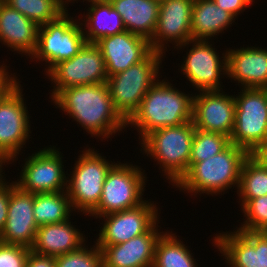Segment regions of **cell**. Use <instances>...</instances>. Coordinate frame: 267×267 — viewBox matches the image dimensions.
Wrapping results in <instances>:
<instances>
[{
	"instance_id": "6da1fadb",
	"label": "cell",
	"mask_w": 267,
	"mask_h": 267,
	"mask_svg": "<svg viewBox=\"0 0 267 267\" xmlns=\"http://www.w3.org/2000/svg\"><path fill=\"white\" fill-rule=\"evenodd\" d=\"M51 102L91 137L101 141L112 140L127 128L126 121L113 107L106 83L64 88Z\"/></svg>"
},
{
	"instance_id": "7a4b0ae2",
	"label": "cell",
	"mask_w": 267,
	"mask_h": 267,
	"mask_svg": "<svg viewBox=\"0 0 267 267\" xmlns=\"http://www.w3.org/2000/svg\"><path fill=\"white\" fill-rule=\"evenodd\" d=\"M161 78L149 89L137 111L126 122L137 129L139 141L151 131L192 121L193 95ZM141 138V139H140Z\"/></svg>"
},
{
	"instance_id": "3957f363",
	"label": "cell",
	"mask_w": 267,
	"mask_h": 267,
	"mask_svg": "<svg viewBox=\"0 0 267 267\" xmlns=\"http://www.w3.org/2000/svg\"><path fill=\"white\" fill-rule=\"evenodd\" d=\"M249 155L245 149L230 143L219 154L194 163L174 188L195 197L218 196L232 187L238 189L241 168Z\"/></svg>"
},
{
	"instance_id": "277c9868",
	"label": "cell",
	"mask_w": 267,
	"mask_h": 267,
	"mask_svg": "<svg viewBox=\"0 0 267 267\" xmlns=\"http://www.w3.org/2000/svg\"><path fill=\"white\" fill-rule=\"evenodd\" d=\"M192 121L151 131L138 144L139 150L157 162L161 175L173 187L188 171L195 133Z\"/></svg>"
},
{
	"instance_id": "5b68a950",
	"label": "cell",
	"mask_w": 267,
	"mask_h": 267,
	"mask_svg": "<svg viewBox=\"0 0 267 267\" xmlns=\"http://www.w3.org/2000/svg\"><path fill=\"white\" fill-rule=\"evenodd\" d=\"M164 54L152 51L143 61L108 77L107 86L114 109L127 122L139 108L149 89L162 78Z\"/></svg>"
},
{
	"instance_id": "8992f818",
	"label": "cell",
	"mask_w": 267,
	"mask_h": 267,
	"mask_svg": "<svg viewBox=\"0 0 267 267\" xmlns=\"http://www.w3.org/2000/svg\"><path fill=\"white\" fill-rule=\"evenodd\" d=\"M86 146L79 150L72 172L67 177V193L74 212L88 216L99 204L103 184L110 168L116 163Z\"/></svg>"
},
{
	"instance_id": "52a82bcc",
	"label": "cell",
	"mask_w": 267,
	"mask_h": 267,
	"mask_svg": "<svg viewBox=\"0 0 267 267\" xmlns=\"http://www.w3.org/2000/svg\"><path fill=\"white\" fill-rule=\"evenodd\" d=\"M77 18L67 9L56 20L39 26L37 48L29 59L39 64L45 62L44 74L59 62L74 57L87 43Z\"/></svg>"
},
{
	"instance_id": "ba28073f",
	"label": "cell",
	"mask_w": 267,
	"mask_h": 267,
	"mask_svg": "<svg viewBox=\"0 0 267 267\" xmlns=\"http://www.w3.org/2000/svg\"><path fill=\"white\" fill-rule=\"evenodd\" d=\"M131 163L117 161L110 168L100 202L88 216L98 219L100 216L137 207L146 200L142 197L148 181L145 170Z\"/></svg>"
},
{
	"instance_id": "9c48e42d",
	"label": "cell",
	"mask_w": 267,
	"mask_h": 267,
	"mask_svg": "<svg viewBox=\"0 0 267 267\" xmlns=\"http://www.w3.org/2000/svg\"><path fill=\"white\" fill-rule=\"evenodd\" d=\"M211 42V43H210ZM212 40H190L176 47L177 50L186 48L180 72L198 92L223 90L222 78H227V49L221 55L215 49ZM190 47V49H189ZM220 56V57H219Z\"/></svg>"
},
{
	"instance_id": "30bf717a",
	"label": "cell",
	"mask_w": 267,
	"mask_h": 267,
	"mask_svg": "<svg viewBox=\"0 0 267 267\" xmlns=\"http://www.w3.org/2000/svg\"><path fill=\"white\" fill-rule=\"evenodd\" d=\"M234 94L235 121L230 143L249 154L267 139V89L240 88Z\"/></svg>"
},
{
	"instance_id": "8fae6325",
	"label": "cell",
	"mask_w": 267,
	"mask_h": 267,
	"mask_svg": "<svg viewBox=\"0 0 267 267\" xmlns=\"http://www.w3.org/2000/svg\"><path fill=\"white\" fill-rule=\"evenodd\" d=\"M59 149L50 145L25 157L16 185L32 194L66 191L68 172Z\"/></svg>"
},
{
	"instance_id": "7c38bea8",
	"label": "cell",
	"mask_w": 267,
	"mask_h": 267,
	"mask_svg": "<svg viewBox=\"0 0 267 267\" xmlns=\"http://www.w3.org/2000/svg\"><path fill=\"white\" fill-rule=\"evenodd\" d=\"M45 75L53 85L51 100L64 88L106 83L108 79L102 52L95 43H86L74 57L59 62Z\"/></svg>"
},
{
	"instance_id": "4fadbf2b",
	"label": "cell",
	"mask_w": 267,
	"mask_h": 267,
	"mask_svg": "<svg viewBox=\"0 0 267 267\" xmlns=\"http://www.w3.org/2000/svg\"><path fill=\"white\" fill-rule=\"evenodd\" d=\"M20 83L0 101V155L9 164L18 160L17 156L32 138L31 116Z\"/></svg>"
},
{
	"instance_id": "5bb4252c",
	"label": "cell",
	"mask_w": 267,
	"mask_h": 267,
	"mask_svg": "<svg viewBox=\"0 0 267 267\" xmlns=\"http://www.w3.org/2000/svg\"><path fill=\"white\" fill-rule=\"evenodd\" d=\"M151 199L137 207L98 217L102 220L96 245L102 250L105 246L124 243L131 238L147 233L161 221L160 209ZM159 210V211H158ZM103 218V219H102Z\"/></svg>"
},
{
	"instance_id": "9a60e30c",
	"label": "cell",
	"mask_w": 267,
	"mask_h": 267,
	"mask_svg": "<svg viewBox=\"0 0 267 267\" xmlns=\"http://www.w3.org/2000/svg\"><path fill=\"white\" fill-rule=\"evenodd\" d=\"M212 246L227 267H267V232L226 231L212 236Z\"/></svg>"
},
{
	"instance_id": "2e32d148",
	"label": "cell",
	"mask_w": 267,
	"mask_h": 267,
	"mask_svg": "<svg viewBox=\"0 0 267 267\" xmlns=\"http://www.w3.org/2000/svg\"><path fill=\"white\" fill-rule=\"evenodd\" d=\"M194 0H165L160 3L156 28L149 41L152 51L166 54L192 40L191 15ZM169 43V44H168ZM174 43V44H173Z\"/></svg>"
},
{
	"instance_id": "e0dca14e",
	"label": "cell",
	"mask_w": 267,
	"mask_h": 267,
	"mask_svg": "<svg viewBox=\"0 0 267 267\" xmlns=\"http://www.w3.org/2000/svg\"><path fill=\"white\" fill-rule=\"evenodd\" d=\"M235 99L224 90L200 91L193 95L192 122L196 129L231 137Z\"/></svg>"
},
{
	"instance_id": "ac0fdd59",
	"label": "cell",
	"mask_w": 267,
	"mask_h": 267,
	"mask_svg": "<svg viewBox=\"0 0 267 267\" xmlns=\"http://www.w3.org/2000/svg\"><path fill=\"white\" fill-rule=\"evenodd\" d=\"M34 194L15 185L10 192L8 216L0 234V242L31 249L38 225L33 214Z\"/></svg>"
},
{
	"instance_id": "d6986e66",
	"label": "cell",
	"mask_w": 267,
	"mask_h": 267,
	"mask_svg": "<svg viewBox=\"0 0 267 267\" xmlns=\"http://www.w3.org/2000/svg\"><path fill=\"white\" fill-rule=\"evenodd\" d=\"M95 44L102 52L108 77L140 63L152 52L147 39L127 30L103 37Z\"/></svg>"
},
{
	"instance_id": "ffe728a7",
	"label": "cell",
	"mask_w": 267,
	"mask_h": 267,
	"mask_svg": "<svg viewBox=\"0 0 267 267\" xmlns=\"http://www.w3.org/2000/svg\"><path fill=\"white\" fill-rule=\"evenodd\" d=\"M159 223L124 243L105 246L101 250L103 267H153L157 241L165 232L158 228Z\"/></svg>"
},
{
	"instance_id": "44dd1931",
	"label": "cell",
	"mask_w": 267,
	"mask_h": 267,
	"mask_svg": "<svg viewBox=\"0 0 267 267\" xmlns=\"http://www.w3.org/2000/svg\"><path fill=\"white\" fill-rule=\"evenodd\" d=\"M239 48H227V78L241 85L239 88L267 89V48Z\"/></svg>"
},
{
	"instance_id": "7402d4cb",
	"label": "cell",
	"mask_w": 267,
	"mask_h": 267,
	"mask_svg": "<svg viewBox=\"0 0 267 267\" xmlns=\"http://www.w3.org/2000/svg\"><path fill=\"white\" fill-rule=\"evenodd\" d=\"M39 26L0 0V43L30 58L37 48Z\"/></svg>"
},
{
	"instance_id": "603a6c76",
	"label": "cell",
	"mask_w": 267,
	"mask_h": 267,
	"mask_svg": "<svg viewBox=\"0 0 267 267\" xmlns=\"http://www.w3.org/2000/svg\"><path fill=\"white\" fill-rule=\"evenodd\" d=\"M70 219L60 223L39 226L31 251L41 255L58 257L75 251L87 243L88 236L86 237L76 227L77 225H73Z\"/></svg>"
},
{
	"instance_id": "cb8c5ba5",
	"label": "cell",
	"mask_w": 267,
	"mask_h": 267,
	"mask_svg": "<svg viewBox=\"0 0 267 267\" xmlns=\"http://www.w3.org/2000/svg\"><path fill=\"white\" fill-rule=\"evenodd\" d=\"M85 1L89 6L87 12L82 13L83 15L80 12L77 17L87 43H96L103 37L126 31L121 15L112 7L109 0Z\"/></svg>"
},
{
	"instance_id": "d4e9b609",
	"label": "cell",
	"mask_w": 267,
	"mask_h": 267,
	"mask_svg": "<svg viewBox=\"0 0 267 267\" xmlns=\"http://www.w3.org/2000/svg\"><path fill=\"white\" fill-rule=\"evenodd\" d=\"M235 19L213 0H194L191 15L192 40L216 39L232 27V23H236Z\"/></svg>"
},
{
	"instance_id": "484cf974",
	"label": "cell",
	"mask_w": 267,
	"mask_h": 267,
	"mask_svg": "<svg viewBox=\"0 0 267 267\" xmlns=\"http://www.w3.org/2000/svg\"><path fill=\"white\" fill-rule=\"evenodd\" d=\"M112 7L121 15L124 26L132 34L148 41L158 21L160 3L155 0H109Z\"/></svg>"
},
{
	"instance_id": "4316f807",
	"label": "cell",
	"mask_w": 267,
	"mask_h": 267,
	"mask_svg": "<svg viewBox=\"0 0 267 267\" xmlns=\"http://www.w3.org/2000/svg\"><path fill=\"white\" fill-rule=\"evenodd\" d=\"M172 230H166L158 239L155 247L153 267H198L189 246L184 244Z\"/></svg>"
},
{
	"instance_id": "83f0119b",
	"label": "cell",
	"mask_w": 267,
	"mask_h": 267,
	"mask_svg": "<svg viewBox=\"0 0 267 267\" xmlns=\"http://www.w3.org/2000/svg\"><path fill=\"white\" fill-rule=\"evenodd\" d=\"M73 212L67 191L34 194L33 214L38 227L68 220Z\"/></svg>"
},
{
	"instance_id": "f1b7e54d",
	"label": "cell",
	"mask_w": 267,
	"mask_h": 267,
	"mask_svg": "<svg viewBox=\"0 0 267 267\" xmlns=\"http://www.w3.org/2000/svg\"><path fill=\"white\" fill-rule=\"evenodd\" d=\"M239 207L250 199L267 195V168L257 162L251 155L244 161L237 189Z\"/></svg>"
},
{
	"instance_id": "f546056e",
	"label": "cell",
	"mask_w": 267,
	"mask_h": 267,
	"mask_svg": "<svg viewBox=\"0 0 267 267\" xmlns=\"http://www.w3.org/2000/svg\"><path fill=\"white\" fill-rule=\"evenodd\" d=\"M38 26L56 20L67 8L61 0H2Z\"/></svg>"
},
{
	"instance_id": "4dcf8cb0",
	"label": "cell",
	"mask_w": 267,
	"mask_h": 267,
	"mask_svg": "<svg viewBox=\"0 0 267 267\" xmlns=\"http://www.w3.org/2000/svg\"><path fill=\"white\" fill-rule=\"evenodd\" d=\"M230 144L226 135L195 129L191 144L189 168L196 162L207 160L219 154Z\"/></svg>"
},
{
	"instance_id": "1f68e13d",
	"label": "cell",
	"mask_w": 267,
	"mask_h": 267,
	"mask_svg": "<svg viewBox=\"0 0 267 267\" xmlns=\"http://www.w3.org/2000/svg\"><path fill=\"white\" fill-rule=\"evenodd\" d=\"M240 210L244 221L236 230L267 232V195L250 199Z\"/></svg>"
},
{
	"instance_id": "d6a6232c",
	"label": "cell",
	"mask_w": 267,
	"mask_h": 267,
	"mask_svg": "<svg viewBox=\"0 0 267 267\" xmlns=\"http://www.w3.org/2000/svg\"><path fill=\"white\" fill-rule=\"evenodd\" d=\"M86 244L75 251L55 257L56 267H103L102 252L96 242L92 246Z\"/></svg>"
},
{
	"instance_id": "836d02e7",
	"label": "cell",
	"mask_w": 267,
	"mask_h": 267,
	"mask_svg": "<svg viewBox=\"0 0 267 267\" xmlns=\"http://www.w3.org/2000/svg\"><path fill=\"white\" fill-rule=\"evenodd\" d=\"M31 249L0 242V267H26Z\"/></svg>"
},
{
	"instance_id": "e575fe53",
	"label": "cell",
	"mask_w": 267,
	"mask_h": 267,
	"mask_svg": "<svg viewBox=\"0 0 267 267\" xmlns=\"http://www.w3.org/2000/svg\"><path fill=\"white\" fill-rule=\"evenodd\" d=\"M5 179L0 183V234L4 229L8 216V205L11 189L16 185L15 181Z\"/></svg>"
},
{
	"instance_id": "d590c367",
	"label": "cell",
	"mask_w": 267,
	"mask_h": 267,
	"mask_svg": "<svg viewBox=\"0 0 267 267\" xmlns=\"http://www.w3.org/2000/svg\"><path fill=\"white\" fill-rule=\"evenodd\" d=\"M213 2H215L218 7L231 13L237 19L238 15L245 12L251 5L253 6L252 3L255 2V0H213Z\"/></svg>"
},
{
	"instance_id": "8d00e7d4",
	"label": "cell",
	"mask_w": 267,
	"mask_h": 267,
	"mask_svg": "<svg viewBox=\"0 0 267 267\" xmlns=\"http://www.w3.org/2000/svg\"><path fill=\"white\" fill-rule=\"evenodd\" d=\"M26 267H56L55 257L37 254L30 250Z\"/></svg>"
},
{
	"instance_id": "74e56055",
	"label": "cell",
	"mask_w": 267,
	"mask_h": 267,
	"mask_svg": "<svg viewBox=\"0 0 267 267\" xmlns=\"http://www.w3.org/2000/svg\"><path fill=\"white\" fill-rule=\"evenodd\" d=\"M250 155L259 162L262 166L267 168V139L261 142Z\"/></svg>"
},
{
	"instance_id": "f35d334b",
	"label": "cell",
	"mask_w": 267,
	"mask_h": 267,
	"mask_svg": "<svg viewBox=\"0 0 267 267\" xmlns=\"http://www.w3.org/2000/svg\"><path fill=\"white\" fill-rule=\"evenodd\" d=\"M6 63H1L0 65V89L15 75V73L12 72L9 67L5 65Z\"/></svg>"
},
{
	"instance_id": "ab89813d",
	"label": "cell",
	"mask_w": 267,
	"mask_h": 267,
	"mask_svg": "<svg viewBox=\"0 0 267 267\" xmlns=\"http://www.w3.org/2000/svg\"><path fill=\"white\" fill-rule=\"evenodd\" d=\"M17 73L0 89V101L21 81Z\"/></svg>"
},
{
	"instance_id": "60d3db41",
	"label": "cell",
	"mask_w": 267,
	"mask_h": 267,
	"mask_svg": "<svg viewBox=\"0 0 267 267\" xmlns=\"http://www.w3.org/2000/svg\"><path fill=\"white\" fill-rule=\"evenodd\" d=\"M9 166V162L3 157L0 155V183L2 181H4L6 179V175H5V170H4V166H5V169H6V166ZM4 171V172H3ZM3 172V173H2ZM4 174V175H3Z\"/></svg>"
},
{
	"instance_id": "b9f144b4",
	"label": "cell",
	"mask_w": 267,
	"mask_h": 267,
	"mask_svg": "<svg viewBox=\"0 0 267 267\" xmlns=\"http://www.w3.org/2000/svg\"><path fill=\"white\" fill-rule=\"evenodd\" d=\"M61 1H62L63 5H64L67 9L70 10V8H68L69 5L72 6L75 2L78 3V1H81V0H61ZM82 1L85 2V0H82ZM71 3H72V4H71Z\"/></svg>"
},
{
	"instance_id": "7bdbcfd3",
	"label": "cell",
	"mask_w": 267,
	"mask_h": 267,
	"mask_svg": "<svg viewBox=\"0 0 267 267\" xmlns=\"http://www.w3.org/2000/svg\"><path fill=\"white\" fill-rule=\"evenodd\" d=\"M155 1H157V2L161 3V2H163V1H165V0H155Z\"/></svg>"
}]
</instances>
